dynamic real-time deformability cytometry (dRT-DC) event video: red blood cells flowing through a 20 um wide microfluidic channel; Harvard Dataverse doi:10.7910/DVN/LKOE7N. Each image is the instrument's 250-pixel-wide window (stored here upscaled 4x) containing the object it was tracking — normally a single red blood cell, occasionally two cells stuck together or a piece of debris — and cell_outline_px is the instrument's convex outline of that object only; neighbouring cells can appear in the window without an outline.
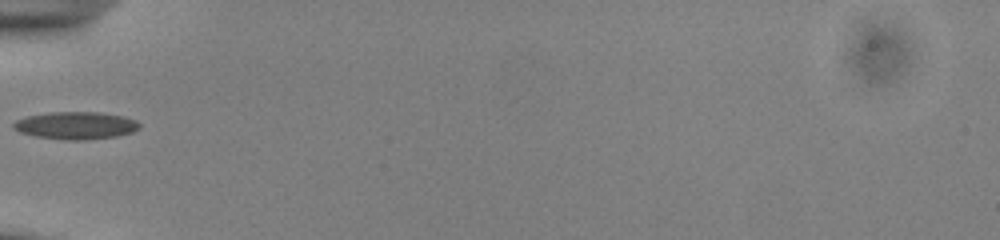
{"species": "common noctule bat (a hibernating species)", "species_latin": "Nyctalus noctula", "temperature_condition": "cold", "stored_images_in_passage": 9, "camera_frame_rate_fps": 3000, "um_per_image_px": 0.085, "animal": {"sex": "male", "body_mass_g": 13.0, "forearm_length_mm": 53.1}, "frame": {"image": 1, "passage_image": 1, "time_ms": 0.0, "image_size_px": [1000, 240], "cell_outline_px": [[140, 128], [132, 132], [116, 136], [84, 140], [68, 140], [36, 136], [20, 132], [12, 128], [12, 124], [16, 120], [28, 116], [52, 112], [100, 112], [124, 116], [136, 120], [140, 124]], "centroid_in_image_um": [6.46, 10.66], "position_along_channel_um": 78.5, "area_um2": 20.11}}
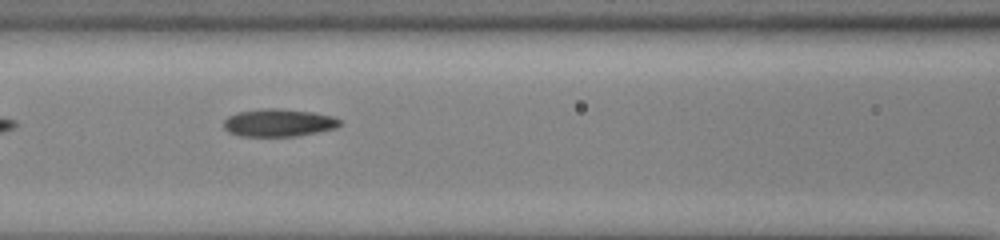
{"frame": {"image": 2, "passage_image": 6, "time_ms": 1.667, "image_size_px": [1000, 240], "cell_outline_px": [[340, 124], [336, 128], [296, 136], [240, 136], [228, 132], [224, 128], [224, 120], [228, 116], [236, 112], [268, 108], [280, 108], [312, 112], [332, 116], [340, 120]], "centroid_in_image_um": [23.65, 10.43], "position_along_channel_um": 143.0, "area_um2": 18.67}}